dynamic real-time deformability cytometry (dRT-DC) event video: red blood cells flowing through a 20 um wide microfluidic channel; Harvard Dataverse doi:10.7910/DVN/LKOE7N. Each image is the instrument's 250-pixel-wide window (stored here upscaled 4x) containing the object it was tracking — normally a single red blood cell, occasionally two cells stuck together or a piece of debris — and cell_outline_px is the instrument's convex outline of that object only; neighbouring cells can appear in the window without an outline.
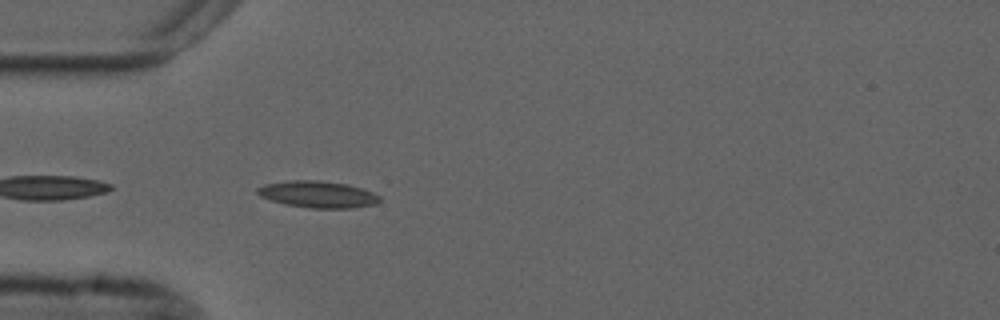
{"species": "common noctule bat (a hibernating species)", "species_latin": "Nyctalus noctula", "temperature_condition": "cold", "stored_images_in_passage": 25, "camera_frame_rate_fps": 3000, "um_per_image_px": 0.085, "animal": {"sex": "male", "forearm_length_mm": 52.5}, "frame": {"image": 1, "passage_image": 2, "time_ms": 0.333, "image_size_px": [1000, 320], "cell_outline_px": [[380, 200], [376, 204], [352, 208], [312, 208], [288, 204], [272, 200], [260, 196], [256, 192], [256, 188], [264, 184], [292, 180], [316, 180], [348, 184], [372, 192], [380, 196]], "centroid_in_image_um": [27.02, 16.51], "position_along_channel_um": 58.0, "area_um2": 18.84}}
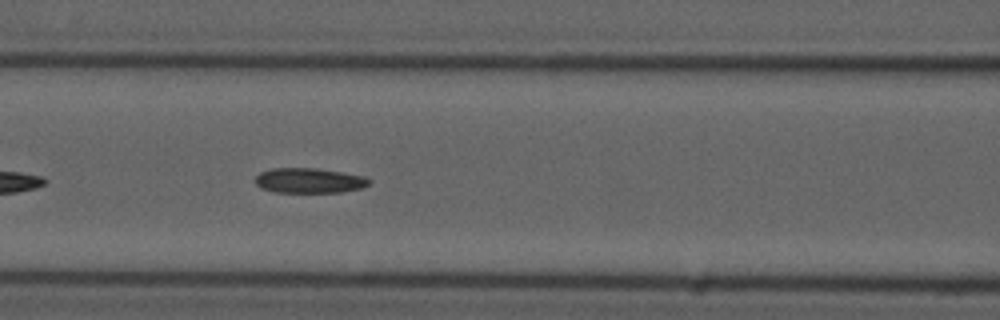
{"frame": {"image": 2, "passage_image": 9, "time_ms": 2.667, "image_size_px": [1000, 320], "cell_outline_px": [[372, 180], [368, 184], [360, 188], [340, 192], [276, 192], [260, 188], [256, 184], [256, 176], [260, 172], [272, 168], [316, 168], [364, 176]], "centroid_in_image_um": [26.26, 15.34], "position_along_channel_um": 140.3, "area_um2": 16.47}}
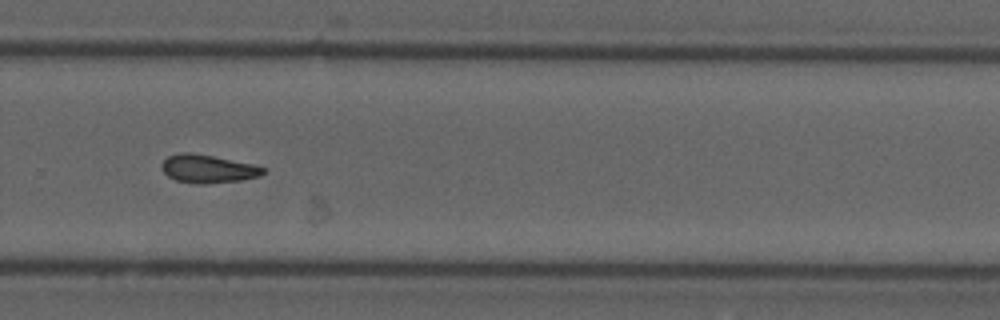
{"frame": {"image": 3, "passage_image": 23, "time_ms": 7.333, "image_size_px": [1000, 320], "cell_outline_px": [[268, 168], [260, 176], [240, 180], [204, 184], [196, 184], [176, 180], [168, 176], [160, 168], [160, 164], [168, 156], [180, 152], [188, 152], [212, 156], [256, 164]], "centroid_in_image_um": [17.68, 14.34], "position_along_channel_um": 312.1, "area_um2": 16.82}}